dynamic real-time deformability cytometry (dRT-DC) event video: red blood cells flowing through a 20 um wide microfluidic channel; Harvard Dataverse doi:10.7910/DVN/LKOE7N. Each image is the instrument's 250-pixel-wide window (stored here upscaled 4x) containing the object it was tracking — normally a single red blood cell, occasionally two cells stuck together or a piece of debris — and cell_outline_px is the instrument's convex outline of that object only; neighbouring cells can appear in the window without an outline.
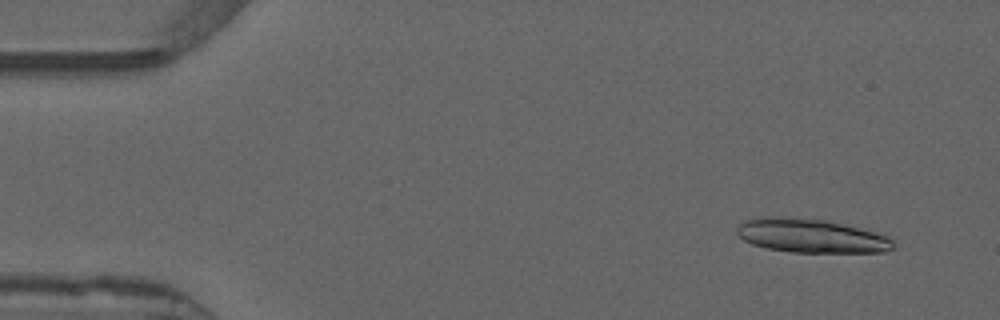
{"species": "common noctule bat (a hibernating species)", "species_latin": "Nyctalus noctula", "temperature_condition": "warm", "stored_images_in_passage": 53, "camera_frame_rate_fps": 3000, "um_per_image_px": 0.085, "animal": {"sex": "male", "forearm_length_mm": 52.5}, "frame": {"image": 1, "passage_image": 4, "time_ms": 1.0, "image_size_px": [1000, 320], "cell_outline_px": [[896, 248], [884, 252], [792, 252], [768, 248], [752, 244], [744, 240], [736, 232], [736, 228], [744, 220], [780, 216], [824, 220], [860, 228], [876, 232], [888, 236], [896, 244]], "centroid_in_image_um": [68.99, 20.05], "position_along_channel_um": 16.0, "area_um2": 30.63}}
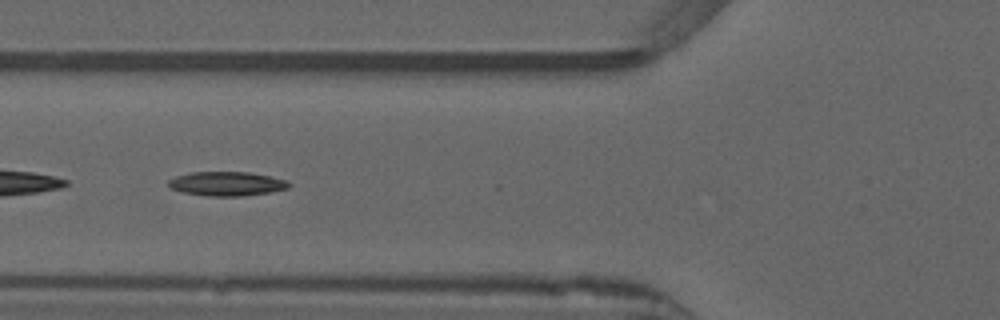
{"frame": {"image": 2, "passage_image": 20, "time_ms": 6.333, "image_size_px": [1000, 320], "cell_outline_px": [[292, 184], [288, 188], [268, 192], [244, 196], [208, 196], [184, 192], [172, 188], [168, 184], [168, 180], [176, 176], [192, 172], [252, 172], [272, 176], [288, 180]], "centroid_in_image_um": [19.33, 15.61], "position_along_channel_um": 106.5, "area_um2": 16.99}}
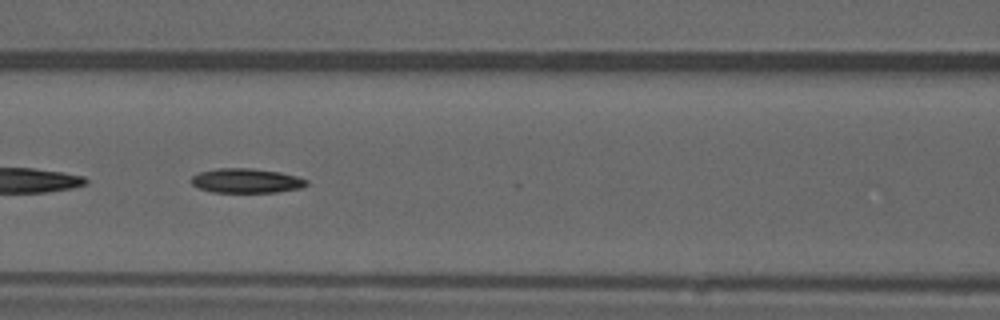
{"frame": {"image": 3, "passage_image": 23, "time_ms": 7.333, "image_size_px": [1000, 320], "cell_outline_px": [[308, 184], [300, 188], [276, 192], [212, 192], [200, 188], [192, 184], [188, 180], [192, 176], [200, 172], [216, 168], [252, 168], [280, 172], [296, 176], [308, 180]], "centroid_in_image_um": [20.91, 15.35], "position_along_channel_um": 145.7, "area_um2": 16.47}}